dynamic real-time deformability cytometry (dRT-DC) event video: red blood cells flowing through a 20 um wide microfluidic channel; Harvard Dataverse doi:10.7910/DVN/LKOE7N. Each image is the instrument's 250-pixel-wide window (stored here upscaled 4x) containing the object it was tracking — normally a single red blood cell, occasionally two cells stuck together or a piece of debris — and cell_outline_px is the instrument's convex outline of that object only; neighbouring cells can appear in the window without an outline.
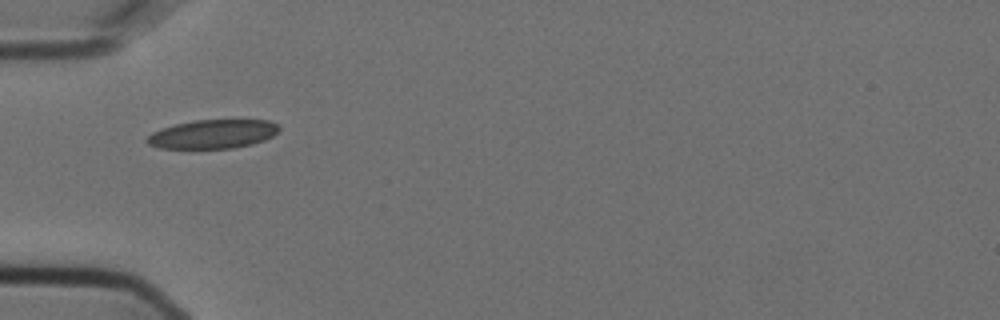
{"species": "Egyptian fruit bat (a non-hibernating species)", "species_latin": "Rousettus aegyptiacus", "temperature_condition": "cold", "stored_images_in_passage": 9, "camera_frame_rate_fps": 3000, "um_per_image_px": 0.085, "animal": {"sex": "female"}, "frame": {"image": 1, "passage_image": 1, "time_ms": 0.0, "image_size_px": [1000, 320], "cell_outline_px": [[280, 128], [272, 136], [264, 140], [252, 144], [232, 148], [160, 148], [148, 144], [144, 140], [152, 132], [160, 128], [176, 124], [196, 120], [268, 120], [276, 124]], "centroid_in_image_um": [18.05, 11.39], "position_along_channel_um": 66.9, "area_um2": 22.08}}
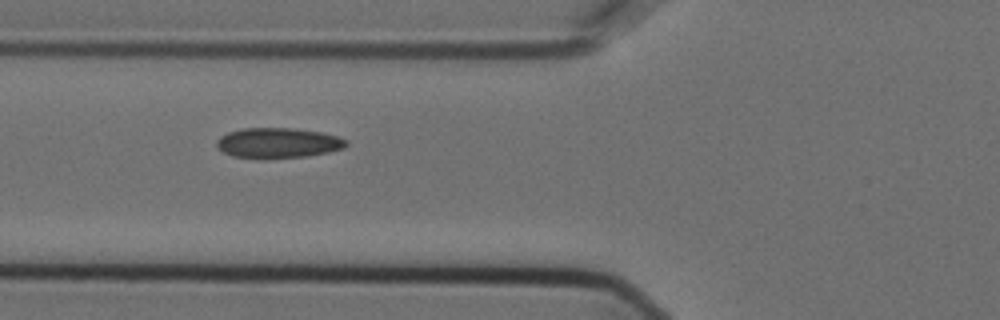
{"frame": {"image": 2, "passage_image": 4, "time_ms": 1.0, "image_size_px": [1000, 320], "cell_outline_px": [[348, 144], [344, 148], [328, 152], [308, 156], [268, 160], [260, 160], [232, 156], [216, 148], [216, 140], [220, 136], [228, 132], [244, 128], [292, 128], [320, 132], [336, 136], [348, 140]], "centroid_in_image_um": [23.59, 12.18], "position_along_channel_um": 102.2, "area_um2": 23.35}}
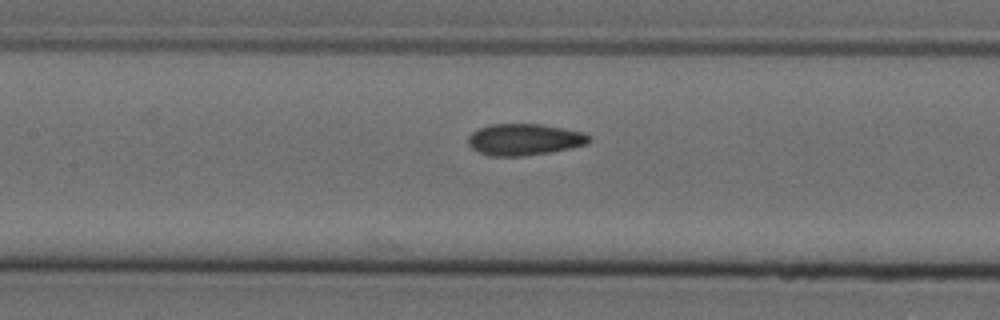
{"frame": {"image": 3, "passage_image": 9, "time_ms": 2.667, "image_size_px": [1000, 320], "cell_outline_px": [[592, 140], [588, 144], [572, 148], [552, 152], [520, 156], [488, 156], [472, 148], [468, 144], [468, 136], [472, 132], [488, 124], [540, 124], [564, 128], [584, 132], [592, 136]], "centroid_in_image_um": [44.62, 11.86], "position_along_channel_um": 162.8, "area_um2": 22.48}}